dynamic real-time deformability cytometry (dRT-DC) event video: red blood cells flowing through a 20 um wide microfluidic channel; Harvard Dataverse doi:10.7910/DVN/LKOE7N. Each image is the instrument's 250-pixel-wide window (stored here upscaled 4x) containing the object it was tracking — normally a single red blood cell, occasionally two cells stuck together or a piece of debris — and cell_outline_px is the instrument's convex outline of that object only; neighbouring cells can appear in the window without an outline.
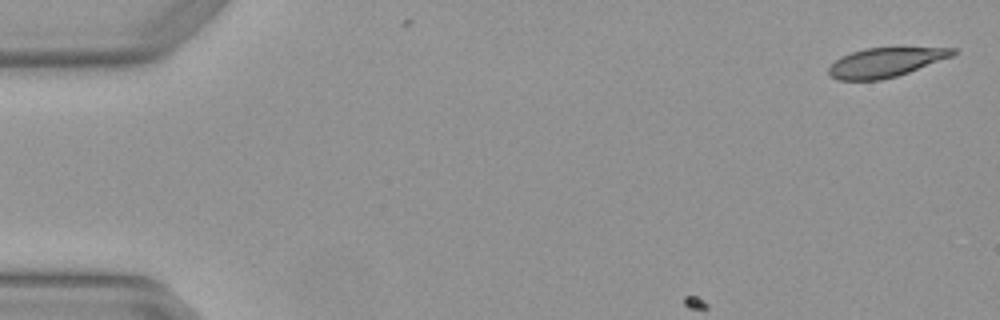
{"species": "Egyptian fruit bat (a non-hibernating species)", "species_latin": "Rousettus aegyptiacus", "temperature_condition": "warm", "stored_images_in_passage": 4, "camera_frame_rate_fps": 3000, "um_per_image_px": 0.085, "animal": {"sex": "female"}, "frame": {"image": 1, "passage_image": 1, "time_ms": 0.0, "image_size_px": [1000, 320], "cell_outline_px": [[956, 52], [952, 56], [908, 72], [896, 76], [880, 80], [840, 80], [832, 76], [828, 72], [828, 68], [840, 56], [864, 48], [956, 48]], "centroid_in_image_um": [75.23, 5.3], "position_along_channel_um": 9.8, "area_um2": 20.81}}
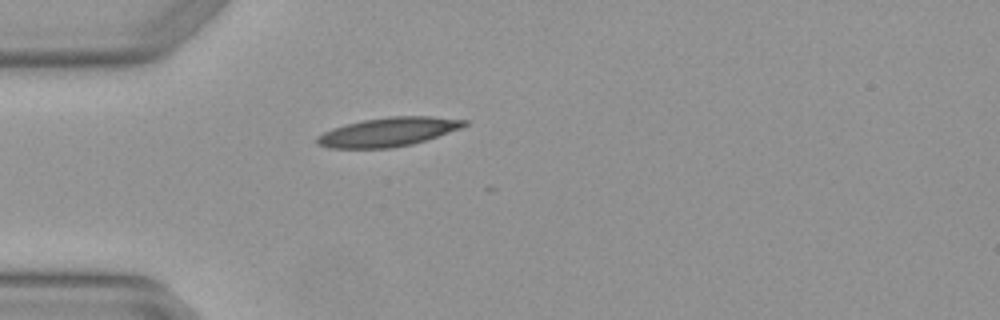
{"frame": {"image": 2, "passage_image": 4, "time_ms": 1.0, "image_size_px": [1000, 320], "cell_outline_px": [[468, 124], [460, 128], [412, 144], [392, 148], [328, 148], [316, 144], [316, 136], [332, 128], [344, 124], [364, 120], [388, 116], [432, 116], [468, 120]], "centroid_in_image_um": [32.95, 11.21], "position_along_channel_um": 52.0, "area_um2": 24.8}}